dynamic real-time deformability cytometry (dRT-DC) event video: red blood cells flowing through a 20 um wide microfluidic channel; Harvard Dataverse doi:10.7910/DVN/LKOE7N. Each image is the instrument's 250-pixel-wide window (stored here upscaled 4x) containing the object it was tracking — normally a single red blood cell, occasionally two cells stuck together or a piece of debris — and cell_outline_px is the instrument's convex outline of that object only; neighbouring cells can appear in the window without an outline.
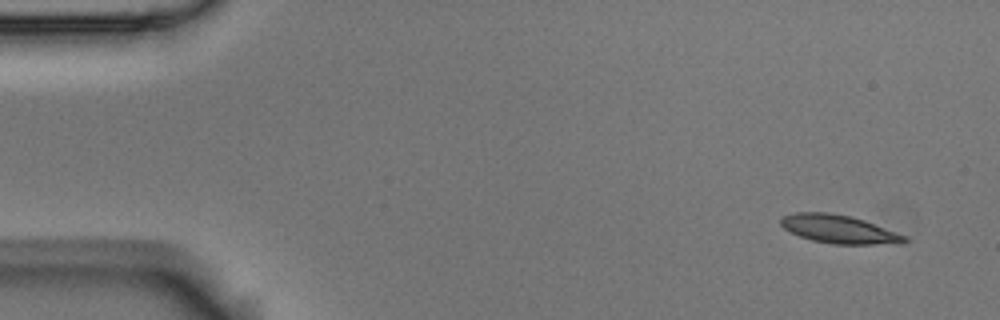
{"species": "Egyptian fruit bat (a non-hibernating species)", "species_latin": "Rousettus aegyptiacus", "temperature_condition": "room temperature", "stored_images_in_passage": 2, "segment_of_instrument_passage": [2, 2], "camera_frame_rate_fps": 3000, "um_per_image_px": 0.085, "animal": {"sex": "male"}, "frame": {"image": 1, "passage_image": 2, "time_ms": 0.333, "image_size_px": [1000, 320], "cell_outline_px": [[908, 240], [900, 244], [832, 244], [812, 240], [800, 236], [784, 228], [780, 224], [780, 220], [784, 216], [796, 212], [828, 212], [852, 216], [864, 220], [908, 236]], "centroid_in_image_um": [71.35, 19.48], "position_along_channel_um": 13.6, "area_um2": 20.46}}